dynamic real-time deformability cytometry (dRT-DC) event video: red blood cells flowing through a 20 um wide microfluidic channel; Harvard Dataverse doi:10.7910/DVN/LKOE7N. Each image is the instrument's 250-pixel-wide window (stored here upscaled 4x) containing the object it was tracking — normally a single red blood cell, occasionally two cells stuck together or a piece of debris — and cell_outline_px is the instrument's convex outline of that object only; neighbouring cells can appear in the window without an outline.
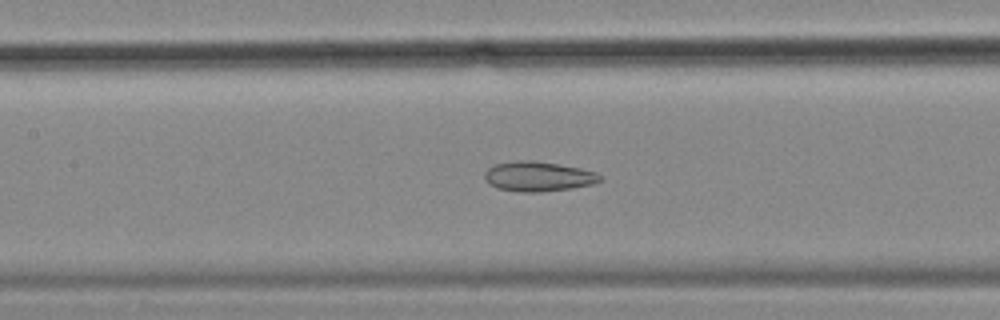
{"species": "common noctule bat (a hibernating species)", "species_latin": "Nyctalus noctula", "temperature_condition": "cold", "stored_images_in_passage": 58, "camera_frame_rate_fps": 3000, "um_per_image_px": 0.085, "animal": {"sex": "female", "body_mass_g": 18.4}, "frame": {"image": 1, "passage_image": 26, "time_ms": 8.333, "image_size_px": [1000, 320], "cell_outline_px": [[604, 180], [592, 184], [572, 188], [540, 192], [520, 192], [496, 188], [488, 184], [484, 180], [484, 172], [492, 164], [516, 160], [532, 160], [580, 168], [596, 172], [604, 176]], "centroid_in_image_um": [45.73, 15.0], "position_along_channel_um": 161.7, "area_um2": 20.4}}
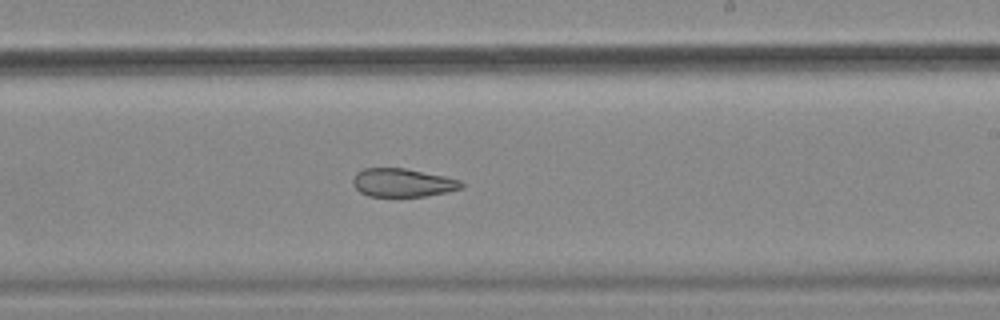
{"frame": {"image": 2, "passage_image": 34, "time_ms": 11.0, "image_size_px": [1000, 320], "cell_outline_px": [[464, 184], [460, 188], [448, 192], [424, 196], [368, 196], [360, 192], [352, 184], [352, 180], [356, 172], [364, 168], [404, 168], [444, 176], [460, 180]], "centroid_in_image_um": [34.19, 15.52], "position_along_channel_um": 254.8, "area_um2": 17.86}}
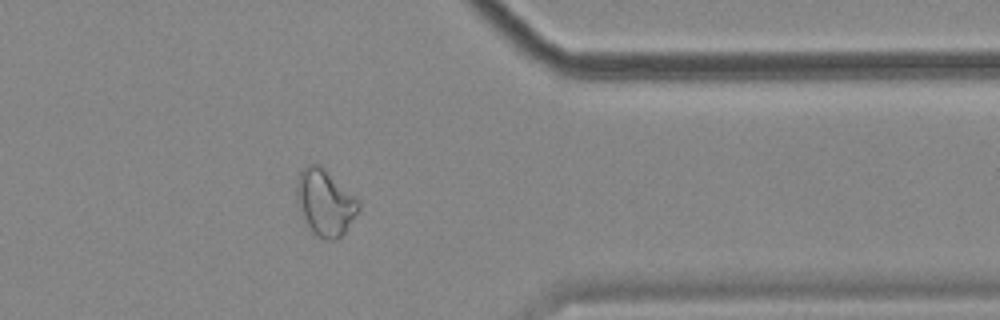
{"frame": {"image": 3, "passage_image": 46, "time_ms": 15.0, "image_size_px": [1000, 320], "cell_outline_px": [[360, 208], [344, 232], [336, 240], [324, 240], [312, 232], [304, 220], [296, 200], [296, 180], [300, 172], [308, 164], [320, 164], [356, 196], [360, 200]], "centroid_in_image_um": [27.63, 17.2], "position_along_channel_um": 383.8, "area_um2": 23.99}, "authors_computed_cell_mechanics": {"area_um2": 25.0563, "velocity_mm_per_s": 3.524, "shape_relaxation_time_tau1_ms": null, "shape_relaxation_time_tau2_ms": 4.3225, "deformation_change_tau1": null, "deformation_change_tau2": 0.1211}}